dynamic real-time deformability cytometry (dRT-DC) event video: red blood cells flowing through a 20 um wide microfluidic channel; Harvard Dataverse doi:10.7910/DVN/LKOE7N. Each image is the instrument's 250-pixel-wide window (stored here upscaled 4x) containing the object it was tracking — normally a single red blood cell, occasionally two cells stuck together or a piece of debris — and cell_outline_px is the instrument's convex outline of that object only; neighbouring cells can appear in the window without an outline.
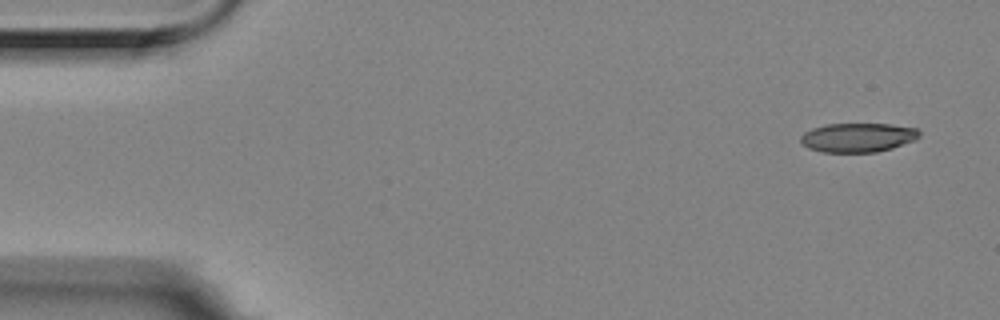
{"species": "Egyptian fruit bat (a non-hibernating species)", "species_latin": "Rousettus aegyptiacus", "temperature_condition": "room temperature", "stored_images_in_passage": 5, "camera_frame_rate_fps": 3000, "um_per_image_px": 0.085, "animal": {"sex": "female"}, "frame": {"image": 1, "passage_image": 1, "time_ms": 0.0, "image_size_px": [1000, 320], "cell_outline_px": [[920, 136], [916, 140], [892, 148], [876, 152], [824, 152], [808, 148], [800, 144], [800, 136], [804, 132], [812, 128], [828, 124], [888, 124], [916, 128], [920, 132]], "centroid_in_image_um": [72.9, 11.69], "position_along_channel_um": 12.1, "area_um2": 20.23}}
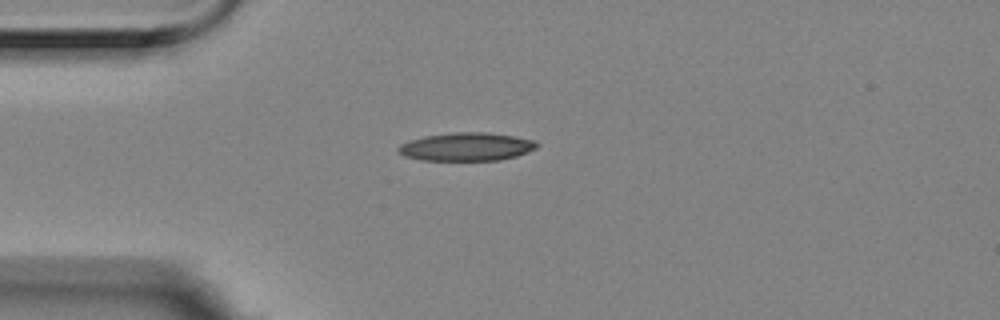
{"frame": {"image": 2, "passage_image": 4, "time_ms": 1.0, "image_size_px": [1000, 320], "cell_outline_px": [[540, 144], [536, 148], [516, 156], [500, 160], [420, 160], [404, 156], [396, 148], [400, 144], [424, 136], [452, 132], [488, 132], [536, 140]], "centroid_in_image_um": [39.66, 12.47], "position_along_channel_um": 45.3, "area_um2": 22.77}}